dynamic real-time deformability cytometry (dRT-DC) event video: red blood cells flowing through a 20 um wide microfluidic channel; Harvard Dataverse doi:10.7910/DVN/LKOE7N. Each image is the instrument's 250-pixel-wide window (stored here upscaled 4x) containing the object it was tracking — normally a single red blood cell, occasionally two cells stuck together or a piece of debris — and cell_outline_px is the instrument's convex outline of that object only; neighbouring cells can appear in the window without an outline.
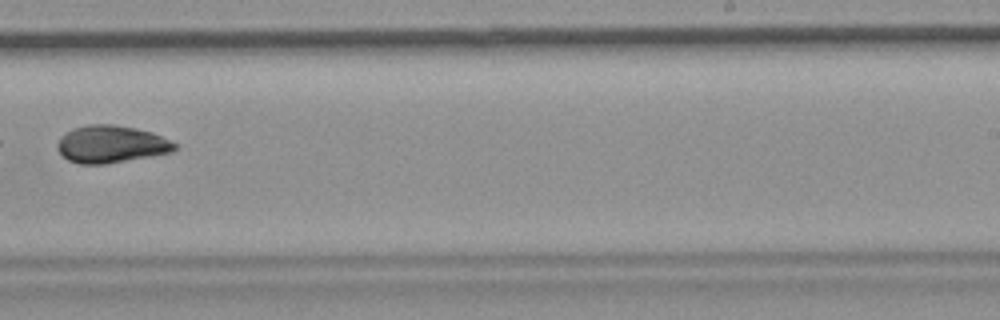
{"species": "common noctule bat (a hibernating species)", "species_latin": "Nyctalus noctula", "temperature_condition": "room temperature", "stored_images_in_passage": 17, "camera_frame_rate_fps": 3000, "um_per_image_px": 0.085, "animal": {"sex": "female", "body_mass_g": 19.9}, "frame": {"image": 1, "passage_image": 12, "time_ms": 3.667, "image_size_px": [1000, 320], "cell_outline_px": [[176, 148], [172, 152], [108, 164], [80, 164], [68, 160], [56, 148], [56, 144], [60, 136], [72, 128], [88, 124], [112, 124], [136, 128], [152, 132], [176, 144]], "centroid_in_image_um": [9.4, 12.25], "position_along_channel_um": 279.6, "area_um2": 25.61}}